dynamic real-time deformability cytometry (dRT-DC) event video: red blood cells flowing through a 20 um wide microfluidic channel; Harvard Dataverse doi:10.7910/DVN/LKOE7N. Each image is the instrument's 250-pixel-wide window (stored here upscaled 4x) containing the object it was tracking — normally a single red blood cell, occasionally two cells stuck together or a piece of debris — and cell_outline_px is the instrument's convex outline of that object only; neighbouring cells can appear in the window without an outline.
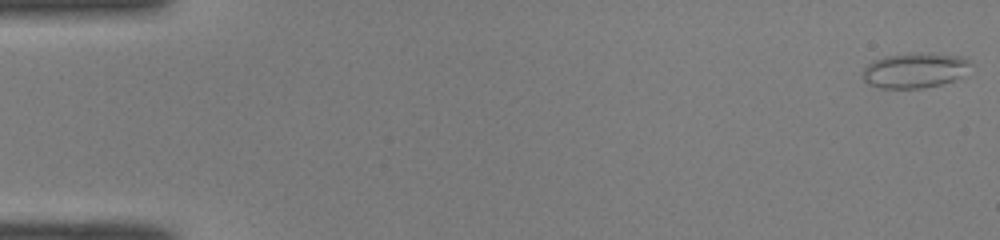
{"species": "common noctule bat (a hibernating species)", "species_latin": "Nyctalus noctula", "temperature_condition": "room temperature", "stored_images_in_passage": 50, "camera_frame_rate_fps": 3000, "um_per_image_px": 0.085, "animal": {"sex": "male", "body_mass_g": 19.0, "forearm_length_mm": 50.8}, "frame": {"image": 1, "passage_image": 1, "time_ms": 0.0, "image_size_px": [1000, 240], "cell_outline_px": [[972, 64], [960, 76], [952, 80], [940, 84], [924, 88], [880, 88], [868, 84], [860, 76], [864, 68], [872, 60], [884, 56], [964, 56], [972, 60]], "centroid_in_image_um": [77.69, 6.03], "position_along_channel_um": 7.3, "area_um2": 21.15}}
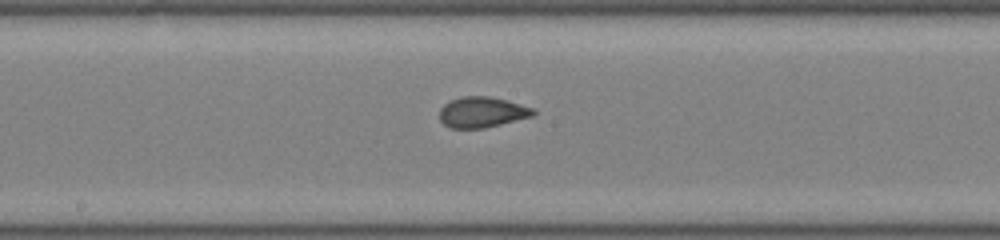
{"frame": {"image": 2, "passage_image": 27, "time_ms": 8.667, "image_size_px": [1000, 240], "cell_outline_px": [[536, 112], [532, 116], [484, 128], [448, 128], [440, 120], [440, 108], [444, 104], [452, 100], [464, 96], [488, 96], [536, 108]], "centroid_in_image_um": [40.97, 9.54], "position_along_channel_um": 207.2, "area_um2": 16.59}}
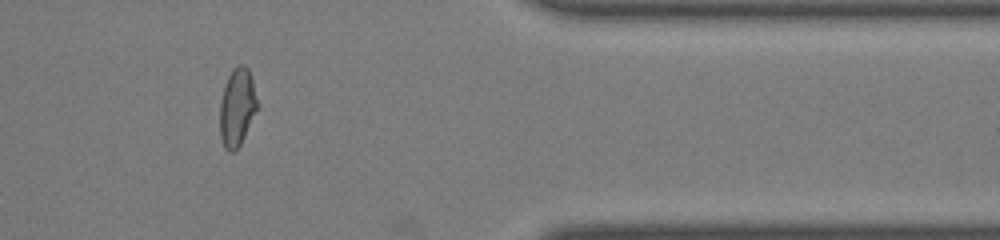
{"frame": {"image": 3, "passage_image": 42, "time_ms": 13.667, "image_size_px": [1000, 240], "cell_outline_px": [[260, 108], [236, 152], [228, 152], [224, 148], [220, 136], [220, 100], [224, 84], [232, 68], [236, 64], [244, 64], [248, 68], [252, 80]], "centroid_in_image_um": [20.17, 9.13], "position_along_channel_um": 391.2, "area_um2": 17.63}, "authors_computed_cell_mechanics": {"area_um2": 17.5712, "velocity_mm_per_s": 4.0927, "shape_relaxation_time_tau1_ms": 6.4444, "shape_relaxation_time_tau2_ms": null, "deformation_change_tau1": 0.1575, "deformation_change_tau2": null}}